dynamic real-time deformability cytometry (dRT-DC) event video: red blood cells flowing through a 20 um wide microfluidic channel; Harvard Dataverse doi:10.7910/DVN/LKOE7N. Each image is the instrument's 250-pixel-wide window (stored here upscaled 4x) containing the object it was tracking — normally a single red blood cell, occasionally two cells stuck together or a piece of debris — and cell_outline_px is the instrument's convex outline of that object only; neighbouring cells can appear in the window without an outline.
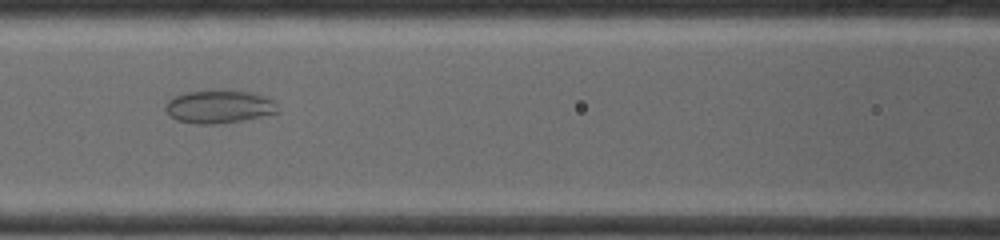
{"species": "common noctule bat (a hibernating species)", "species_latin": "Nyctalus noctula", "temperature_condition": "warm", "stored_images_in_passage": 71, "camera_frame_rate_fps": 4500, "um_per_image_px": 0.085, "animal": {"sex": "female", "body_mass_g": 19.0, "forearm_length_mm": 53.3}, "frame": {"image": 1, "passage_image": 22, "time_ms": 4.667, "image_size_px": [1000, 240], "cell_outline_px": [[280, 112], [244, 120], [216, 124], [196, 124], [176, 120], [164, 108], [168, 100], [176, 96], [188, 92], [252, 92], [264, 96], [272, 100], [276, 104]], "centroid_in_image_um": [18.64, 9.1], "position_along_channel_um": 148.0, "area_um2": 21.04}}
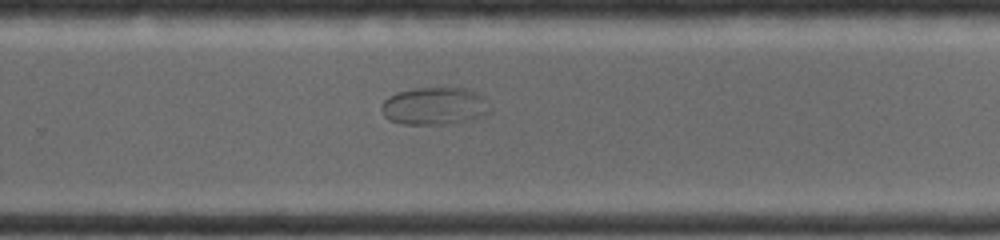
{"frame": {"image": 2, "passage_image": 39, "time_ms": 8.444, "image_size_px": [1000, 240], "cell_outline_px": [[488, 112], [480, 116], [468, 120], [452, 124], [400, 124], [388, 120], [384, 116], [380, 108], [380, 104], [388, 96], [396, 92], [416, 88], [464, 88], [476, 92], [484, 96]], "centroid_in_image_um": [36.85, 9.02], "position_along_channel_um": 293.0, "area_um2": 23.76}}
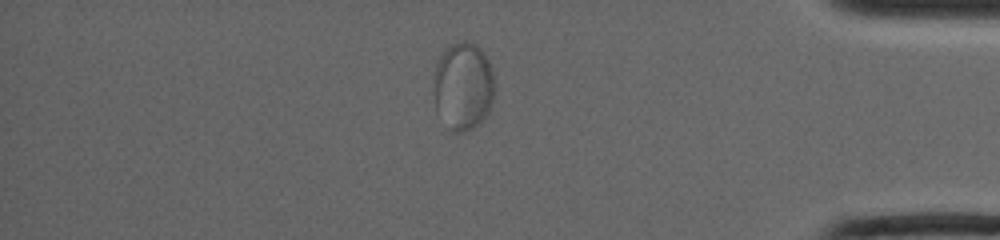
{"frame": {"image": 3, "passage_image": 55, "time_ms": 12.0, "image_size_px": [1000, 240], "cell_outline_px": [[492, 104], [488, 112], [480, 124], [464, 132], [452, 132], [436, 112], [432, 72], [440, 56], [452, 44], [460, 40], [464, 40], [476, 44], [484, 52], [488, 60], [492, 72]], "centroid_in_image_um": [39.33, 7.33], "position_along_channel_um": 395.9, "area_um2": 31.39}}